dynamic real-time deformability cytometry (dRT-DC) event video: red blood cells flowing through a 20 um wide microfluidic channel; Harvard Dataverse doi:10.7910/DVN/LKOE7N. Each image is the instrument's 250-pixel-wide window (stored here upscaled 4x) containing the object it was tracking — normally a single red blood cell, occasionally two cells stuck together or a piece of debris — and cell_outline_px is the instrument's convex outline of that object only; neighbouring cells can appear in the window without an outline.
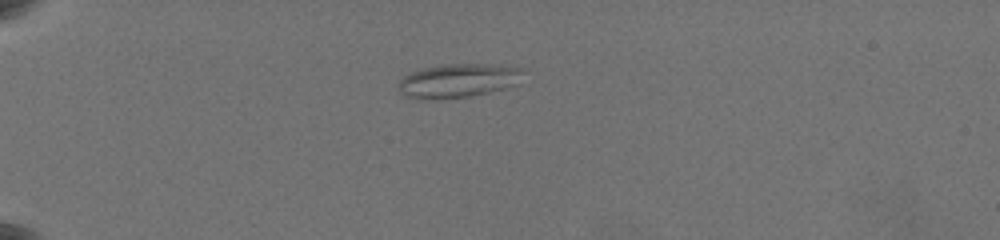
{"species": "common noctule bat (a hibernating species)", "species_latin": "Nyctalus noctula", "temperature_condition": "warm", "stored_images_in_passage": 14, "camera_frame_rate_fps": 3000, "um_per_image_px": 0.085, "animal": {"sex": "female", "body_mass_g": 19.5, "forearm_length_mm": 54.1}, "frame": {"image": 1, "passage_image": 1, "time_ms": 0.0, "image_size_px": [1000, 240], "cell_outline_px": [[524, 72], [520, 84], [472, 96], [404, 96], [396, 88], [396, 84], [404, 76], [412, 72], [424, 68], [448, 64], [492, 64], [524, 68]], "centroid_in_image_um": [39.04, 6.8], "position_along_channel_um": 46.0, "area_um2": 23.93}}
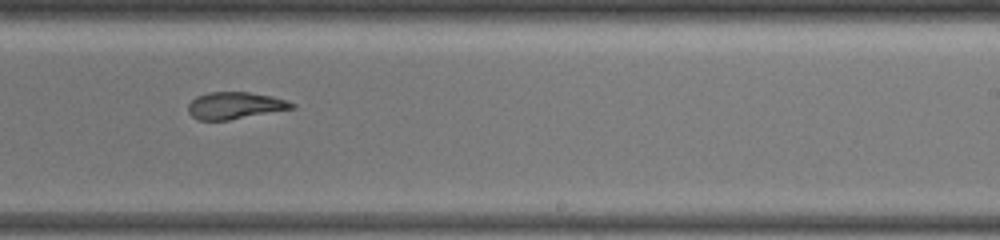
{"frame": {"image": 2, "passage_image": 9, "time_ms": 7.667, "image_size_px": [1000, 240], "cell_outline_px": [[296, 108], [228, 120], [196, 120], [188, 112], [188, 104], [196, 96], [208, 92], [248, 92], [272, 96], [296, 104]], "centroid_in_image_um": [19.95, 8.97], "position_along_channel_um": 269.0, "area_um2": 16.3}}
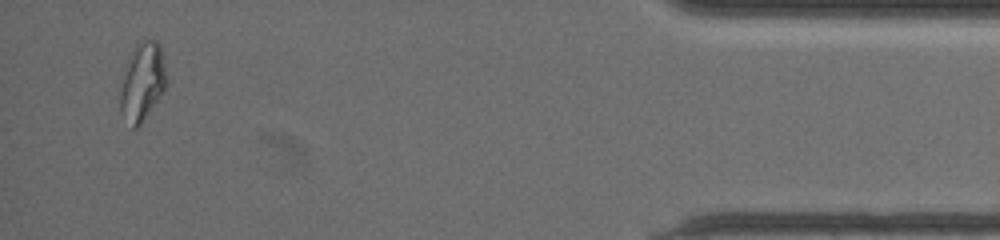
{"frame": {"image": 3, "passage_image": 14, "time_ms": 13.667, "image_size_px": [1000, 240], "cell_outline_px": [[168, 84], [164, 92], [140, 124], [136, 128], [132, 128], [120, 112], [120, 92], [124, 64], [136, 40], [156, 40], [160, 44], [168, 80]], "centroid_in_image_um": [12.1, 6.9], "position_along_channel_um": 423.1, "area_um2": 21.68}, "authors_computed_cell_mechanics": {"area_um2": 17.6579, "velocity_mm_per_s": 3.557, "shape_relaxation_time_tau1_ms": null, "shape_relaxation_time_tau2_ms": 2.3663, "deformation_change_tau1": null, "deformation_change_tau2": 0.0752}}